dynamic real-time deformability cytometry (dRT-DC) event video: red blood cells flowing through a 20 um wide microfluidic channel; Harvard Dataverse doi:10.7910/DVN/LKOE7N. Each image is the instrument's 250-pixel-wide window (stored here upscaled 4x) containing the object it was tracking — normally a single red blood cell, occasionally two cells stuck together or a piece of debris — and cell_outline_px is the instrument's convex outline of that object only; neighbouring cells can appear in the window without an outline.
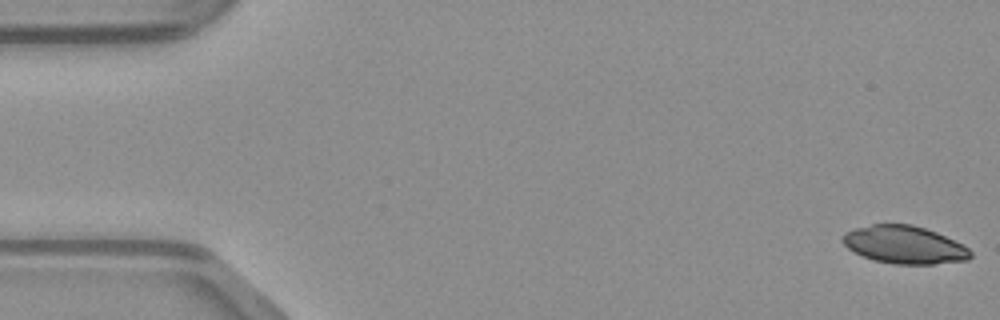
{"species": "common noctule bat (a hibernating species)", "species_latin": "Nyctalus noctula", "temperature_condition": "warm", "stored_images_in_passage": 12, "camera_frame_rate_fps": 3000, "um_per_image_px": 0.085, "animal": {"sex": "male", "body_mass_g": 23.1, "forearm_length_mm": 52.7}, "frame": {"image": 1, "passage_image": 1, "time_ms": 0.0, "image_size_px": [1000, 320], "cell_outline_px": [[972, 256], [968, 260], [936, 264], [892, 264], [872, 260], [848, 248], [840, 240], [840, 236], [844, 232], [856, 228], [872, 224], [912, 224], [936, 232], [964, 244], [972, 252]], "centroid_in_image_um": [76.88, 20.81], "position_along_channel_um": 8.1, "area_um2": 28.38}}